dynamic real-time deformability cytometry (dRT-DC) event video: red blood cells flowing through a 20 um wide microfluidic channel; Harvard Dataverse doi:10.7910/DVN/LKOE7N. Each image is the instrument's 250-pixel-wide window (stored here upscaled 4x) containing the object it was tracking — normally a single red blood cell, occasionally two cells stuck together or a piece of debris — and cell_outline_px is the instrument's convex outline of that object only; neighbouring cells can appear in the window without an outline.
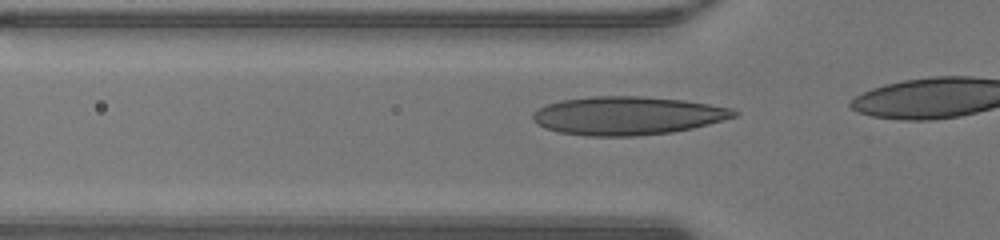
{"species": "human", "species_latin": "Homo sapiens", "temperature_condition": "warm", "stored_images_in_passage": 7, "camera_frame_rate_fps": 3000, "um_per_image_px": 0.085, "donor": {"sex": "male"}, "frame": {"image": 1, "passage_image": 2, "time_ms": 0.333, "image_size_px": [1000, 240], "cell_outline_px": [[740, 116], [692, 128], [672, 132], [636, 136], [584, 136], [560, 132], [544, 128], [536, 124], [532, 120], [532, 112], [548, 104], [560, 100], [592, 96], [640, 96], [684, 100], [732, 108], [740, 112]], "centroid_in_image_um": [53.34, 9.83], "position_along_channel_um": 72.5, "area_um2": 45.26}}
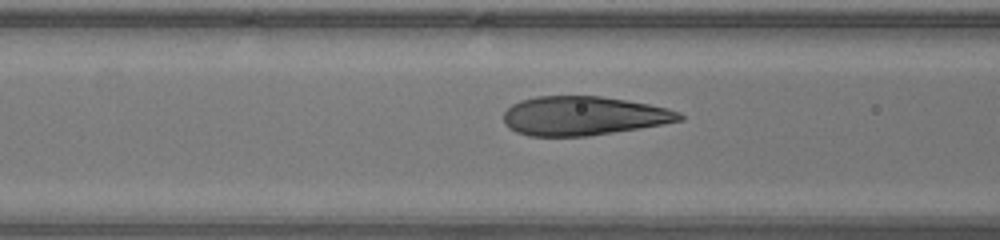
{"frame": {"image": 2, "passage_image": 5, "time_ms": 1.333, "image_size_px": [1000, 240], "cell_outline_px": [[684, 120], [664, 124], [640, 128], [588, 136], [528, 136], [516, 132], [508, 128], [504, 124], [504, 112], [512, 104], [520, 100], [536, 96], [600, 96], [648, 104], [668, 108], [680, 112], [684, 116]], "centroid_in_image_um": [49.58, 9.85], "position_along_channel_um": 117.0, "area_um2": 40.11}}